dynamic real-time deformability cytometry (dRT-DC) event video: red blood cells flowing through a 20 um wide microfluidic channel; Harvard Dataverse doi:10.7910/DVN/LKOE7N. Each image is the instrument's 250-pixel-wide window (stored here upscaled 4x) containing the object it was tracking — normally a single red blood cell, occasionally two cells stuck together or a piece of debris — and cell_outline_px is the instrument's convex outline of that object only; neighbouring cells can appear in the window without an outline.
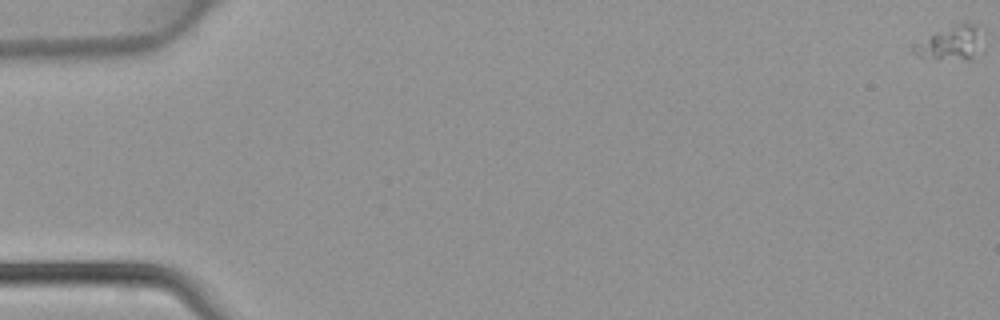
{"species": "common noctule bat (a hibernating species)", "species_latin": "Nyctalus noctula", "temperature_condition": "warm", "stored_images_in_passage": 5, "camera_frame_rate_fps": 3000, "um_per_image_px": 0.085, "animal": {"sex": "female", "body_mass_g": 22.7, "forearm_length_mm": 54.2}, "frame": {"image": 1, "passage_image": 1, "time_ms": 0.0, "image_size_px": [1000, 320], "cell_outline_px": [[976, 28], [972, 56], [968, 60], [920, 56], [912, 52], [912, 44], [936, 32], [956, 24], [976, 24]], "centroid_in_image_um": [80.6, 3.66], "position_along_channel_um": 4.4, "area_um2": 12.02}}
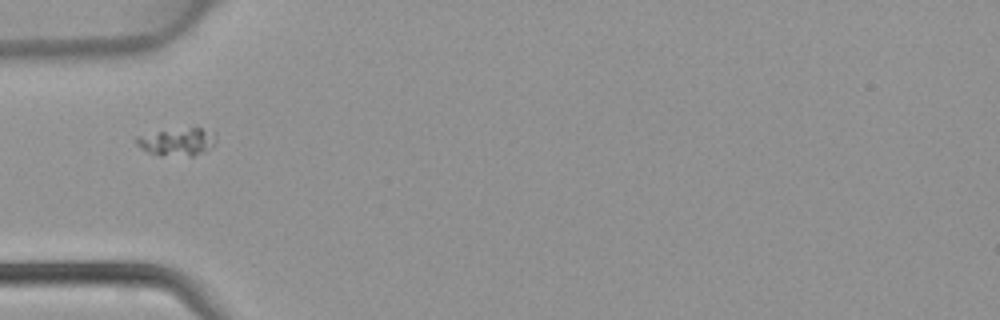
{"frame": {"image": 2, "passage_image": 4, "time_ms": 1.0, "image_size_px": [1000, 320], "cell_outline_px": [[216, 144], [212, 148], [204, 152], [192, 156], [160, 156], [148, 152], [140, 148], [136, 144], [136, 136], [160, 132], [192, 128], [200, 128], [216, 140]], "centroid_in_image_um": [15.02, 12.12], "position_along_channel_um": 70.0, "area_um2": 12.37}}
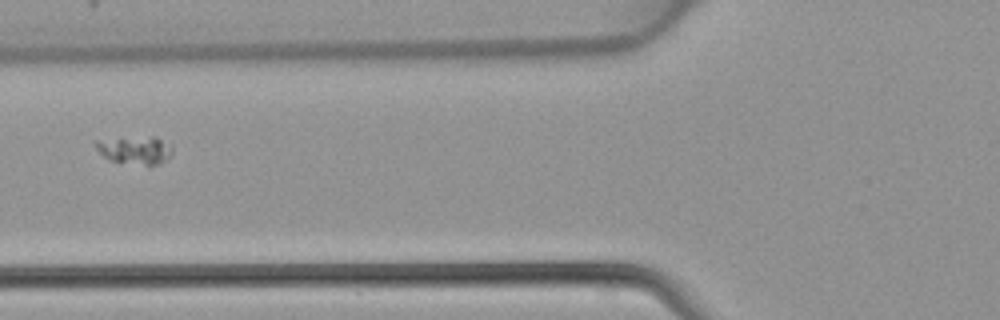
{"frame": {"image": 3, "passage_image": 5, "time_ms": 1.333, "image_size_px": [1000, 320], "cell_outline_px": [[172, 156], [160, 164], [144, 164], [108, 160], [96, 148], [96, 140], [152, 136], [156, 136], [172, 144]], "centroid_in_image_um": [11.56, 12.73], "position_along_channel_um": 114.2, "area_um2": 12.37}}